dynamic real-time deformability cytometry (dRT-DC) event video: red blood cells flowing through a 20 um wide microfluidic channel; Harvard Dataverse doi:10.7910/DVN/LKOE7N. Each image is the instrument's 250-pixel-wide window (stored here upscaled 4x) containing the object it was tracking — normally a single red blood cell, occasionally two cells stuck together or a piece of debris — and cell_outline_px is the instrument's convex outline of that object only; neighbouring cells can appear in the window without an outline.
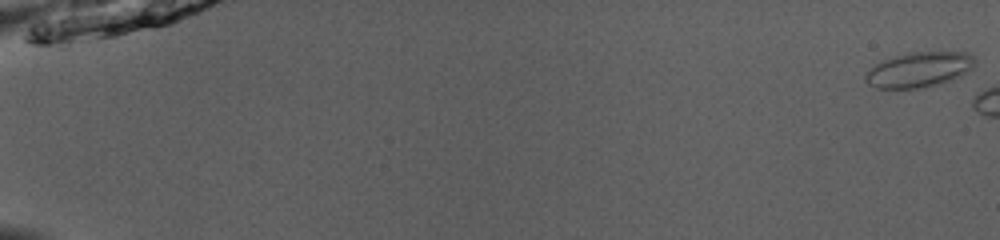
{"species": "common noctule bat (a hibernating species)", "species_latin": "Nyctalus noctula", "temperature_condition": "room temperature", "stored_images_in_passage": 6, "camera_frame_rate_fps": 3000, "um_per_image_px": 0.085, "animal": {"sex": "male", "body_mass_g": 13.0, "forearm_length_mm": 53.1}, "frame": {"image": 1, "passage_image": 1, "time_ms": 0.0, "image_size_px": [1000, 240], "cell_outline_px": [[976, 64], [972, 68], [960, 76], [940, 84], [924, 88], [876, 88], [868, 84], [864, 80], [864, 72], [876, 64], [884, 60], [896, 56], [912, 52], [968, 52], [976, 60]], "centroid_in_image_um": [78.11, 5.93], "position_along_channel_um": 6.9, "area_um2": 22.48}}